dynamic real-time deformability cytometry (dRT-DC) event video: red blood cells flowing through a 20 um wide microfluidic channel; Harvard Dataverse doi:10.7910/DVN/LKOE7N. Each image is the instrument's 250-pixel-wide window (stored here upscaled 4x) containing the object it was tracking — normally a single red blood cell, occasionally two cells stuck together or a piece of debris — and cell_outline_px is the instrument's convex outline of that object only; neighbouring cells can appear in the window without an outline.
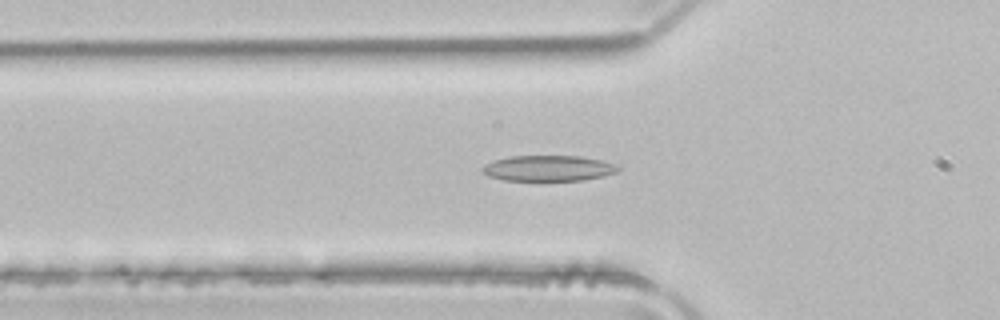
{"species": "common noctule bat (a hibernating species)", "species_latin": "Nyctalus noctula", "temperature_condition": "room temperature", "stored_images_in_passage": 51, "camera_frame_rate_fps": 3000, "um_per_image_px": 0.085, "animal": {"sex": "male", "body_mass_g": 21.5, "forearm_length_mm": 52.0}, "frame": {"image": 1, "passage_image": 16, "time_ms": 5.0, "image_size_px": [1000, 320], "cell_outline_px": [[620, 168], [616, 172], [604, 176], [584, 180], [504, 180], [488, 176], [480, 168], [484, 164], [496, 160], [512, 156], [580, 156], [600, 160], [616, 164]], "centroid_in_image_um": [46.62, 14.3], "position_along_channel_um": 79.2, "area_um2": 20.17}}
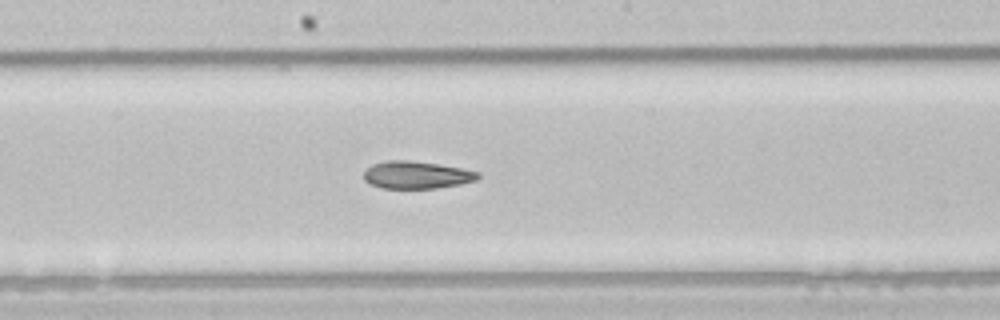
{"frame": {"image": 2, "passage_image": 26, "time_ms": 8.333, "image_size_px": [1000, 320], "cell_outline_px": [[480, 176], [476, 180], [460, 184], [436, 188], [380, 188], [364, 180], [364, 172], [372, 164], [388, 160], [408, 160], [436, 164], [460, 168], [480, 172]], "centroid_in_image_um": [35.4, 14.87], "position_along_channel_um": 212.8, "area_um2": 18.09}}
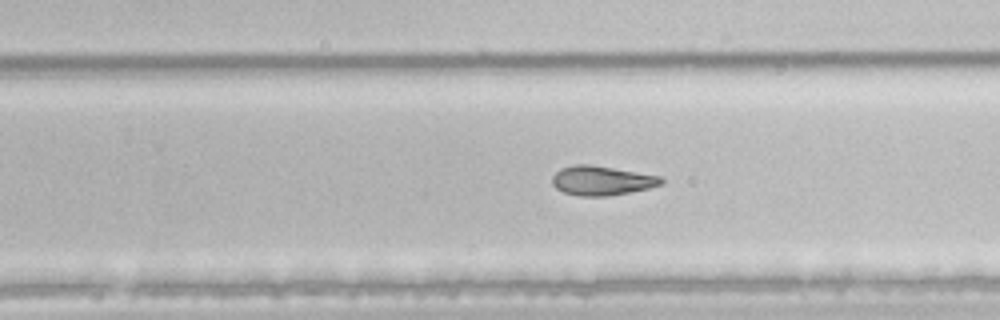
{"frame": {"image": 3, "passage_image": 31, "time_ms": 10.0, "image_size_px": [1000, 320], "cell_outline_px": [[664, 184], [648, 188], [608, 196], [580, 196], [564, 192], [556, 188], [552, 184], [552, 176], [560, 168], [576, 164], [588, 164], [660, 176], [664, 180]], "centroid_in_image_um": [51.13, 15.35], "position_along_channel_um": 278.7, "area_um2": 18.5}, "authors_computed_cell_mechanics": {"area_um2": 20.9236, "velocity_mm_per_s": 3.9861, "shape_relaxation_time_tau1_ms": 10.9824, "shape_relaxation_time_tau2_ms": 5.1217, "deformation_change_tau1": 0.2196, "deformation_change_tau2": 0.1316}}